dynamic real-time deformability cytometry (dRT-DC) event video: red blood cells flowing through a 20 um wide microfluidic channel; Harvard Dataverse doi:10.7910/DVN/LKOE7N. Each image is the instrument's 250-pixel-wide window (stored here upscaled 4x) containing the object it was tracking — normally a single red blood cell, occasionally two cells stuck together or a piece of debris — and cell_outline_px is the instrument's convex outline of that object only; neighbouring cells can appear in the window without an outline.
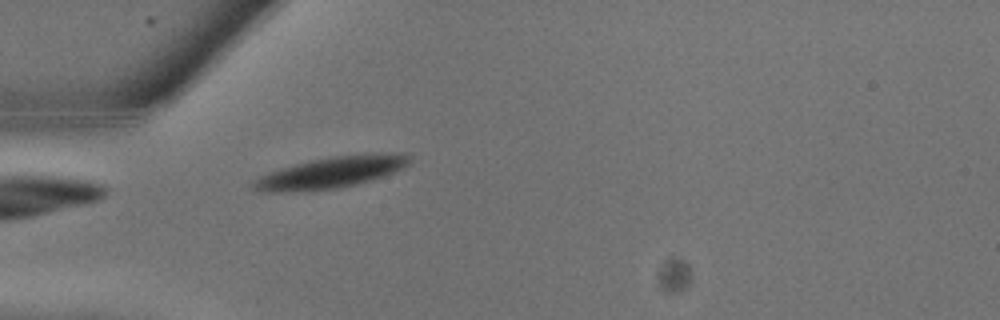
{"species": "common noctule bat (a hibernating species)", "species_latin": "Nyctalus noctula", "temperature_condition": "warm", "stored_images_in_passage": 6, "camera_frame_rate_fps": 3000, "um_per_image_px": 0.085, "animal": {"sex": "male", "body_mass_g": 13.3}, "frame": {"image": 1, "passage_image": 1, "time_ms": 0.0, "image_size_px": [1000, 320], "cell_outline_px": [[412, 160], [404, 168], [396, 172], [384, 176], [356, 184], [340, 188], [292, 192], [268, 192], [256, 188], [252, 184], [260, 176], [296, 164], [312, 160], [332, 156], [372, 152], [408, 152], [412, 156]], "centroid_in_image_um": [28.34, 14.62], "position_along_channel_um": 56.7, "area_um2": 28.67}}
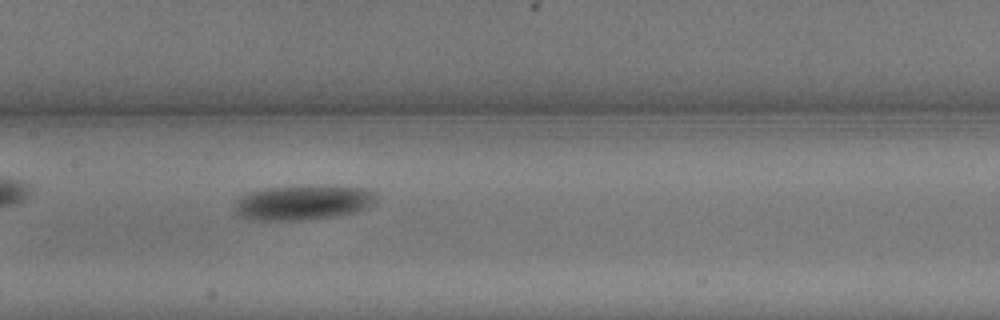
{"frame": {"image": 2, "passage_image": 6, "time_ms": 1.667, "image_size_px": [1000, 320], "cell_outline_px": [[376, 200], [368, 208], [356, 212], [336, 216], [300, 220], [252, 220], [240, 216], [232, 208], [232, 204], [240, 196], [248, 192], [260, 188], [312, 184], [364, 188], [376, 192]], "centroid_in_image_um": [25.72, 17.19], "position_along_channel_um": 181.7, "area_um2": 29.59}}